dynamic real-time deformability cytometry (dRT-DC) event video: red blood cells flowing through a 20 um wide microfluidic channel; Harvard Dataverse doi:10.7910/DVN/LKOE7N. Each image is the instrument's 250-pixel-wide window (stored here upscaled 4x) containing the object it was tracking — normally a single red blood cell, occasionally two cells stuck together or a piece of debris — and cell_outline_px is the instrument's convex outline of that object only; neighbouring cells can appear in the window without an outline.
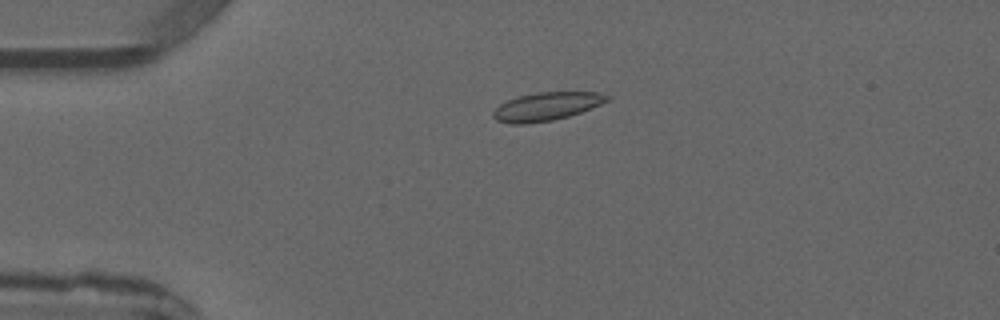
{"species": "common noctule bat (a hibernating species)", "species_latin": "Nyctalus noctula", "temperature_condition": "warm", "stored_images_in_passage": 4, "camera_frame_rate_fps": 3000, "um_per_image_px": 0.085, "animal": {"sex": "male", "forearm_length_mm": 52.5}, "frame": {"image": 1, "passage_image": 4, "time_ms": 3.333, "image_size_px": [1000, 320], "cell_outline_px": [[612, 96], [608, 100], [600, 104], [580, 112], [568, 116], [552, 120], [528, 124], [512, 124], [496, 120], [492, 116], [492, 112], [500, 104], [508, 100], [520, 96], [536, 92], [600, 92]], "centroid_in_image_um": [46.45, 9.05], "position_along_channel_um": 38.6, "area_um2": 18.67}}